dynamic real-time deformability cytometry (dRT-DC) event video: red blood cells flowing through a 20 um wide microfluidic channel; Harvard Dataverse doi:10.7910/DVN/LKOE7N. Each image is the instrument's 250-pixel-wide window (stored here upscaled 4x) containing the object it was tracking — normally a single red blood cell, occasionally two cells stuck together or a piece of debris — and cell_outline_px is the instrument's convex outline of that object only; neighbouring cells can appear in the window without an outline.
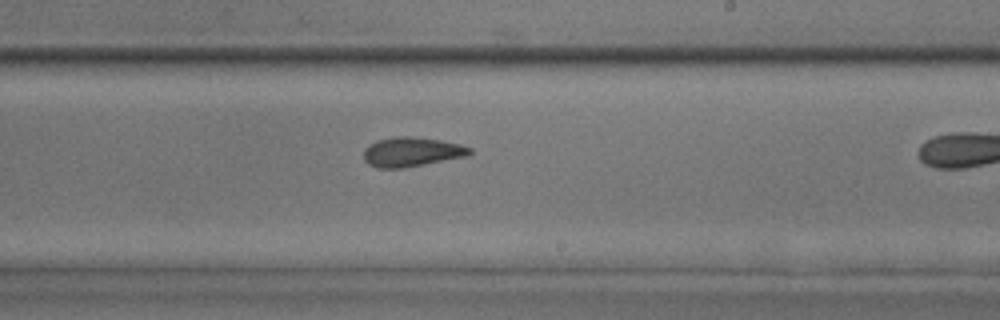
{"species": "common noctule bat (a hibernating species)", "species_latin": "Nyctalus noctula", "temperature_condition": "room temperature", "stored_images_in_passage": 32, "camera_frame_rate_fps": 3000, "um_per_image_px": 0.085, "animal": {"sex": "male", "body_mass_g": 17.9, "forearm_length_mm": 54.2}, "frame": {"image": 1, "passage_image": 23, "time_ms": 7.333, "image_size_px": [1000, 320], "cell_outline_px": [[472, 156], [404, 168], [376, 168], [368, 164], [364, 160], [364, 148], [368, 144], [376, 140], [396, 136], [408, 136], [440, 140], [460, 144], [472, 148]], "centroid_in_image_um": [35.02, 12.92], "position_along_channel_um": 254.0, "area_um2": 18.61}}
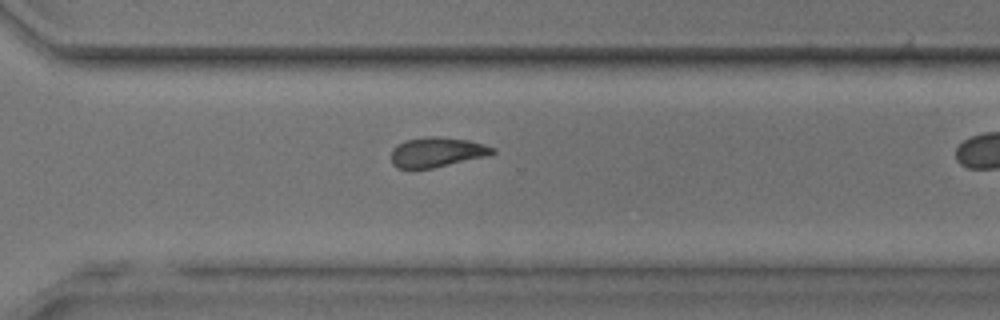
{"frame": {"image": 2, "passage_image": 28, "time_ms": 9.0, "image_size_px": [1000, 320], "cell_outline_px": [[496, 152], [492, 156], [432, 168], [396, 168], [392, 164], [392, 148], [408, 140], [428, 136], [440, 136], [468, 140], [484, 144], [496, 148]], "centroid_in_image_um": [37.22, 12.94], "position_along_channel_um": 333.4, "area_um2": 17.8}}